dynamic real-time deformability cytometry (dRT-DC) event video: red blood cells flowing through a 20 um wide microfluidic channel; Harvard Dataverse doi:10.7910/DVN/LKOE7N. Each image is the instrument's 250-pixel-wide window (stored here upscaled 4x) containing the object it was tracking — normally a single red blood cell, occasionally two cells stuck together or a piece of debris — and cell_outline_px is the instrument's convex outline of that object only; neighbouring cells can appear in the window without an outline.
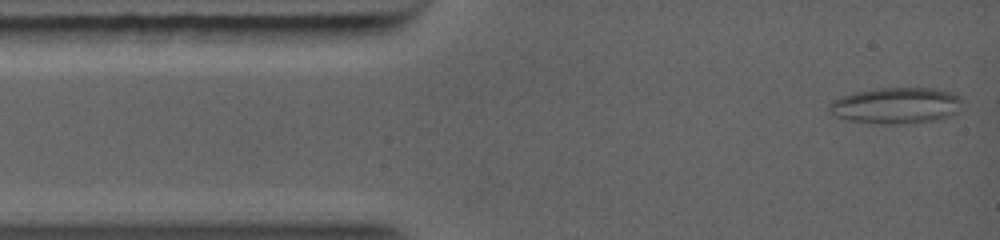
{"species": "common noctule bat (a hibernating species)", "species_latin": "Nyctalus noctula", "temperature_condition": "warm", "stored_images_in_passage": 15, "camera_frame_rate_fps": 5000, "um_per_image_px": 0.085, "animal": {"sex": "female", "body_mass_g": 19.0, "forearm_length_mm": 56.7}, "frame": {"image": 1, "passage_image": 1, "time_ms": 0.0, "image_size_px": [1000, 240], "cell_outline_px": [[960, 100], [956, 112], [948, 116], [936, 120], [916, 124], [888, 124], [848, 120], [832, 116], [828, 112], [828, 104], [832, 100], [856, 92], [876, 88], [936, 88], [960, 96]], "centroid_in_image_um": [76.11, 8.98], "position_along_channel_um": 8.9, "area_um2": 28.09}}
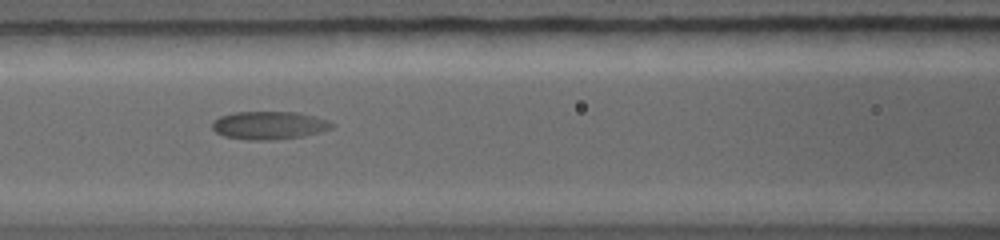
{"frame": {"image": 2, "passage_image": 11, "time_ms": 4.4, "image_size_px": [1000, 240], "cell_outline_px": [[332, 124], [328, 128], [292, 136], [228, 136], [216, 132], [212, 128], [212, 124], [220, 116], [236, 112], [296, 112], [312, 116], [324, 120]], "centroid_in_image_um": [22.77, 10.55], "position_along_channel_um": 143.8, "area_um2": 17.11}}
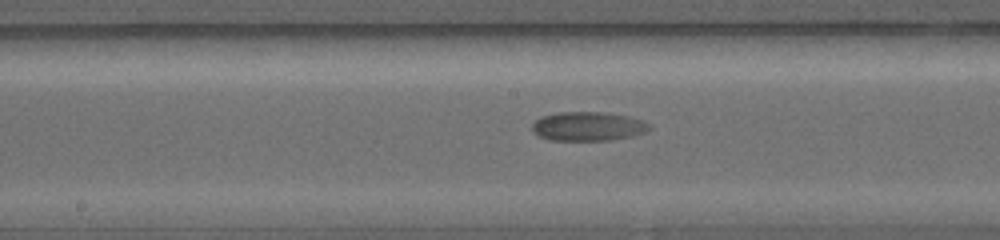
{"frame": {"image": 3, "passage_image": 14, "time_ms": 5.6, "image_size_px": [1000, 240], "cell_outline_px": [[648, 128], [636, 132], [620, 136], [600, 140], [556, 140], [540, 136], [532, 128], [532, 124], [540, 116], [560, 112], [600, 112], [624, 116], [640, 120], [648, 124]], "centroid_in_image_um": [49.8, 10.7], "position_along_channel_um": 198.4, "area_um2": 18.55}}